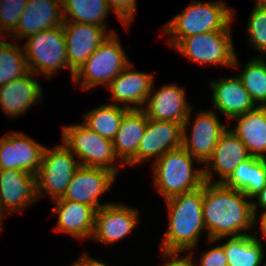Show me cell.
Returning <instances> with one entry per match:
<instances>
[{
  "mask_svg": "<svg viewBox=\"0 0 266 266\" xmlns=\"http://www.w3.org/2000/svg\"><path fill=\"white\" fill-rule=\"evenodd\" d=\"M202 210L208 240L221 242L227 237L251 234L248 231L253 230L251 199L223 183L204 182Z\"/></svg>",
  "mask_w": 266,
  "mask_h": 266,
  "instance_id": "obj_1",
  "label": "cell"
},
{
  "mask_svg": "<svg viewBox=\"0 0 266 266\" xmlns=\"http://www.w3.org/2000/svg\"><path fill=\"white\" fill-rule=\"evenodd\" d=\"M167 207L168 227L159 246L160 255L193 256L200 238L205 234L203 218V186L164 200ZM204 232V234H203ZM188 252V253H187Z\"/></svg>",
  "mask_w": 266,
  "mask_h": 266,
  "instance_id": "obj_2",
  "label": "cell"
},
{
  "mask_svg": "<svg viewBox=\"0 0 266 266\" xmlns=\"http://www.w3.org/2000/svg\"><path fill=\"white\" fill-rule=\"evenodd\" d=\"M235 21L233 9L223 1L193 0L179 14L161 27L169 38L167 44L174 47L182 38L204 32L232 31Z\"/></svg>",
  "mask_w": 266,
  "mask_h": 266,
  "instance_id": "obj_3",
  "label": "cell"
},
{
  "mask_svg": "<svg viewBox=\"0 0 266 266\" xmlns=\"http://www.w3.org/2000/svg\"><path fill=\"white\" fill-rule=\"evenodd\" d=\"M199 162L183 147L168 151L152 163L153 184L163 199L188 193L203 186L204 169H196Z\"/></svg>",
  "mask_w": 266,
  "mask_h": 266,
  "instance_id": "obj_4",
  "label": "cell"
},
{
  "mask_svg": "<svg viewBox=\"0 0 266 266\" xmlns=\"http://www.w3.org/2000/svg\"><path fill=\"white\" fill-rule=\"evenodd\" d=\"M120 42L116 32L110 34L74 73L73 84L85 91L107 87L131 63Z\"/></svg>",
  "mask_w": 266,
  "mask_h": 266,
  "instance_id": "obj_5",
  "label": "cell"
},
{
  "mask_svg": "<svg viewBox=\"0 0 266 266\" xmlns=\"http://www.w3.org/2000/svg\"><path fill=\"white\" fill-rule=\"evenodd\" d=\"M62 143L77 157L81 166L99 167L118 175L120 167L113 142L90 130L82 122L62 126Z\"/></svg>",
  "mask_w": 266,
  "mask_h": 266,
  "instance_id": "obj_6",
  "label": "cell"
},
{
  "mask_svg": "<svg viewBox=\"0 0 266 266\" xmlns=\"http://www.w3.org/2000/svg\"><path fill=\"white\" fill-rule=\"evenodd\" d=\"M25 40L23 50L29 71L37 76L43 74L50 80L57 71L68 69L73 78L74 72L67 61L63 25L40 31Z\"/></svg>",
  "mask_w": 266,
  "mask_h": 266,
  "instance_id": "obj_7",
  "label": "cell"
},
{
  "mask_svg": "<svg viewBox=\"0 0 266 266\" xmlns=\"http://www.w3.org/2000/svg\"><path fill=\"white\" fill-rule=\"evenodd\" d=\"M232 31L204 32L182 38L173 48L196 65L240 68Z\"/></svg>",
  "mask_w": 266,
  "mask_h": 266,
  "instance_id": "obj_8",
  "label": "cell"
},
{
  "mask_svg": "<svg viewBox=\"0 0 266 266\" xmlns=\"http://www.w3.org/2000/svg\"><path fill=\"white\" fill-rule=\"evenodd\" d=\"M79 166L77 157L62 142L54 148L45 147L36 174L38 200L45 194L53 201L61 198Z\"/></svg>",
  "mask_w": 266,
  "mask_h": 266,
  "instance_id": "obj_9",
  "label": "cell"
},
{
  "mask_svg": "<svg viewBox=\"0 0 266 266\" xmlns=\"http://www.w3.org/2000/svg\"><path fill=\"white\" fill-rule=\"evenodd\" d=\"M192 111H189L182 125V147L199 161V167H203L212 157L214 148L230 124H222L213 109L198 111L193 121ZM189 126L191 135L188 134Z\"/></svg>",
  "mask_w": 266,
  "mask_h": 266,
  "instance_id": "obj_10",
  "label": "cell"
},
{
  "mask_svg": "<svg viewBox=\"0 0 266 266\" xmlns=\"http://www.w3.org/2000/svg\"><path fill=\"white\" fill-rule=\"evenodd\" d=\"M140 223V212L127 204L112 202L96 210L92 242L115 245Z\"/></svg>",
  "mask_w": 266,
  "mask_h": 266,
  "instance_id": "obj_11",
  "label": "cell"
},
{
  "mask_svg": "<svg viewBox=\"0 0 266 266\" xmlns=\"http://www.w3.org/2000/svg\"><path fill=\"white\" fill-rule=\"evenodd\" d=\"M116 174L105 168L79 166L66 187L63 200L84 203L96 210L112 202H100L116 180Z\"/></svg>",
  "mask_w": 266,
  "mask_h": 266,
  "instance_id": "obj_12",
  "label": "cell"
},
{
  "mask_svg": "<svg viewBox=\"0 0 266 266\" xmlns=\"http://www.w3.org/2000/svg\"><path fill=\"white\" fill-rule=\"evenodd\" d=\"M45 147L22 132H8L0 138V170H21L36 176Z\"/></svg>",
  "mask_w": 266,
  "mask_h": 266,
  "instance_id": "obj_13",
  "label": "cell"
},
{
  "mask_svg": "<svg viewBox=\"0 0 266 266\" xmlns=\"http://www.w3.org/2000/svg\"><path fill=\"white\" fill-rule=\"evenodd\" d=\"M154 74L137 71L131 62L106 87L111 97L109 100L115 105L122 104L130 109H143L151 92Z\"/></svg>",
  "mask_w": 266,
  "mask_h": 266,
  "instance_id": "obj_14",
  "label": "cell"
},
{
  "mask_svg": "<svg viewBox=\"0 0 266 266\" xmlns=\"http://www.w3.org/2000/svg\"><path fill=\"white\" fill-rule=\"evenodd\" d=\"M69 68L75 73L107 37L115 33L98 25L64 22Z\"/></svg>",
  "mask_w": 266,
  "mask_h": 266,
  "instance_id": "obj_15",
  "label": "cell"
},
{
  "mask_svg": "<svg viewBox=\"0 0 266 266\" xmlns=\"http://www.w3.org/2000/svg\"><path fill=\"white\" fill-rule=\"evenodd\" d=\"M153 88L154 82L146 104L142 109L147 117L183 125L189 111L193 109L192 104L187 100L184 87L170 83L160 86L156 92Z\"/></svg>",
  "mask_w": 266,
  "mask_h": 266,
  "instance_id": "obj_16",
  "label": "cell"
},
{
  "mask_svg": "<svg viewBox=\"0 0 266 266\" xmlns=\"http://www.w3.org/2000/svg\"><path fill=\"white\" fill-rule=\"evenodd\" d=\"M180 147H182V125L180 123L148 118L147 127L136 154V166L141 163L145 164L148 160L155 162L166 152Z\"/></svg>",
  "mask_w": 266,
  "mask_h": 266,
  "instance_id": "obj_17",
  "label": "cell"
},
{
  "mask_svg": "<svg viewBox=\"0 0 266 266\" xmlns=\"http://www.w3.org/2000/svg\"><path fill=\"white\" fill-rule=\"evenodd\" d=\"M37 202L35 175L21 170H0V206L6 215L21 213Z\"/></svg>",
  "mask_w": 266,
  "mask_h": 266,
  "instance_id": "obj_18",
  "label": "cell"
},
{
  "mask_svg": "<svg viewBox=\"0 0 266 266\" xmlns=\"http://www.w3.org/2000/svg\"><path fill=\"white\" fill-rule=\"evenodd\" d=\"M250 157L246 146L230 128L219 139L212 157L203 166L204 180L209 183H224L235 168ZM216 174L218 179L214 180Z\"/></svg>",
  "mask_w": 266,
  "mask_h": 266,
  "instance_id": "obj_19",
  "label": "cell"
},
{
  "mask_svg": "<svg viewBox=\"0 0 266 266\" xmlns=\"http://www.w3.org/2000/svg\"><path fill=\"white\" fill-rule=\"evenodd\" d=\"M36 77V74L29 71L0 86V109L7 117L13 119L25 115L34 105L42 104L43 88Z\"/></svg>",
  "mask_w": 266,
  "mask_h": 266,
  "instance_id": "obj_20",
  "label": "cell"
},
{
  "mask_svg": "<svg viewBox=\"0 0 266 266\" xmlns=\"http://www.w3.org/2000/svg\"><path fill=\"white\" fill-rule=\"evenodd\" d=\"M64 24L61 0H27L11 39L20 42L36 33Z\"/></svg>",
  "mask_w": 266,
  "mask_h": 266,
  "instance_id": "obj_21",
  "label": "cell"
},
{
  "mask_svg": "<svg viewBox=\"0 0 266 266\" xmlns=\"http://www.w3.org/2000/svg\"><path fill=\"white\" fill-rule=\"evenodd\" d=\"M213 111H218L232 121L236 116L254 110L257 106L240 79L235 76L221 77L209 82Z\"/></svg>",
  "mask_w": 266,
  "mask_h": 266,
  "instance_id": "obj_22",
  "label": "cell"
},
{
  "mask_svg": "<svg viewBox=\"0 0 266 266\" xmlns=\"http://www.w3.org/2000/svg\"><path fill=\"white\" fill-rule=\"evenodd\" d=\"M52 215L57 216L54 231L65 233L80 241L91 239L96 209L84 203L63 200L53 201Z\"/></svg>",
  "mask_w": 266,
  "mask_h": 266,
  "instance_id": "obj_23",
  "label": "cell"
},
{
  "mask_svg": "<svg viewBox=\"0 0 266 266\" xmlns=\"http://www.w3.org/2000/svg\"><path fill=\"white\" fill-rule=\"evenodd\" d=\"M147 123L148 117L142 109H130L123 115L112 142L114 152L124 166L136 165V154Z\"/></svg>",
  "mask_w": 266,
  "mask_h": 266,
  "instance_id": "obj_24",
  "label": "cell"
},
{
  "mask_svg": "<svg viewBox=\"0 0 266 266\" xmlns=\"http://www.w3.org/2000/svg\"><path fill=\"white\" fill-rule=\"evenodd\" d=\"M230 130L240 138L251 157L266 159V107H256L234 117Z\"/></svg>",
  "mask_w": 266,
  "mask_h": 266,
  "instance_id": "obj_25",
  "label": "cell"
},
{
  "mask_svg": "<svg viewBox=\"0 0 266 266\" xmlns=\"http://www.w3.org/2000/svg\"><path fill=\"white\" fill-rule=\"evenodd\" d=\"M259 231L248 235L227 237L221 243L226 253L228 266H262L264 264L265 246L261 238L258 237Z\"/></svg>",
  "mask_w": 266,
  "mask_h": 266,
  "instance_id": "obj_26",
  "label": "cell"
},
{
  "mask_svg": "<svg viewBox=\"0 0 266 266\" xmlns=\"http://www.w3.org/2000/svg\"><path fill=\"white\" fill-rule=\"evenodd\" d=\"M64 22H77L102 26L110 11L107 0H61Z\"/></svg>",
  "mask_w": 266,
  "mask_h": 266,
  "instance_id": "obj_27",
  "label": "cell"
},
{
  "mask_svg": "<svg viewBox=\"0 0 266 266\" xmlns=\"http://www.w3.org/2000/svg\"><path fill=\"white\" fill-rule=\"evenodd\" d=\"M128 110L122 105L103 103L84 113L82 123L102 137L113 140L119 130L122 117Z\"/></svg>",
  "mask_w": 266,
  "mask_h": 266,
  "instance_id": "obj_28",
  "label": "cell"
},
{
  "mask_svg": "<svg viewBox=\"0 0 266 266\" xmlns=\"http://www.w3.org/2000/svg\"><path fill=\"white\" fill-rule=\"evenodd\" d=\"M236 75L255 105L266 107V58L255 56Z\"/></svg>",
  "mask_w": 266,
  "mask_h": 266,
  "instance_id": "obj_29",
  "label": "cell"
},
{
  "mask_svg": "<svg viewBox=\"0 0 266 266\" xmlns=\"http://www.w3.org/2000/svg\"><path fill=\"white\" fill-rule=\"evenodd\" d=\"M29 72L25 53L21 45L5 42L0 38V86Z\"/></svg>",
  "mask_w": 266,
  "mask_h": 266,
  "instance_id": "obj_30",
  "label": "cell"
},
{
  "mask_svg": "<svg viewBox=\"0 0 266 266\" xmlns=\"http://www.w3.org/2000/svg\"><path fill=\"white\" fill-rule=\"evenodd\" d=\"M248 45L252 46L261 57H266V7H255L247 22Z\"/></svg>",
  "mask_w": 266,
  "mask_h": 266,
  "instance_id": "obj_31",
  "label": "cell"
},
{
  "mask_svg": "<svg viewBox=\"0 0 266 266\" xmlns=\"http://www.w3.org/2000/svg\"><path fill=\"white\" fill-rule=\"evenodd\" d=\"M27 0H3L0 7V38H7L16 31Z\"/></svg>",
  "mask_w": 266,
  "mask_h": 266,
  "instance_id": "obj_32",
  "label": "cell"
},
{
  "mask_svg": "<svg viewBox=\"0 0 266 266\" xmlns=\"http://www.w3.org/2000/svg\"><path fill=\"white\" fill-rule=\"evenodd\" d=\"M107 4L126 30L129 29L136 18L137 0H107Z\"/></svg>",
  "mask_w": 266,
  "mask_h": 266,
  "instance_id": "obj_33",
  "label": "cell"
},
{
  "mask_svg": "<svg viewBox=\"0 0 266 266\" xmlns=\"http://www.w3.org/2000/svg\"><path fill=\"white\" fill-rule=\"evenodd\" d=\"M251 170V156L242 161L223 183L226 187L242 191L249 198V175Z\"/></svg>",
  "mask_w": 266,
  "mask_h": 266,
  "instance_id": "obj_34",
  "label": "cell"
},
{
  "mask_svg": "<svg viewBox=\"0 0 266 266\" xmlns=\"http://www.w3.org/2000/svg\"><path fill=\"white\" fill-rule=\"evenodd\" d=\"M208 241V243H216V246H212L211 248L208 247L205 252H202L197 263H194L196 262V260H194L193 256H188L192 263V266H228V261L223 245H217V240Z\"/></svg>",
  "mask_w": 266,
  "mask_h": 266,
  "instance_id": "obj_35",
  "label": "cell"
},
{
  "mask_svg": "<svg viewBox=\"0 0 266 266\" xmlns=\"http://www.w3.org/2000/svg\"><path fill=\"white\" fill-rule=\"evenodd\" d=\"M266 185V159L251 157L249 198L252 199Z\"/></svg>",
  "mask_w": 266,
  "mask_h": 266,
  "instance_id": "obj_36",
  "label": "cell"
},
{
  "mask_svg": "<svg viewBox=\"0 0 266 266\" xmlns=\"http://www.w3.org/2000/svg\"><path fill=\"white\" fill-rule=\"evenodd\" d=\"M163 259H167L161 266H192L187 255H162Z\"/></svg>",
  "mask_w": 266,
  "mask_h": 266,
  "instance_id": "obj_37",
  "label": "cell"
},
{
  "mask_svg": "<svg viewBox=\"0 0 266 266\" xmlns=\"http://www.w3.org/2000/svg\"><path fill=\"white\" fill-rule=\"evenodd\" d=\"M251 201L253 213H258L259 209H261L262 212H266V185L251 199Z\"/></svg>",
  "mask_w": 266,
  "mask_h": 266,
  "instance_id": "obj_38",
  "label": "cell"
},
{
  "mask_svg": "<svg viewBox=\"0 0 266 266\" xmlns=\"http://www.w3.org/2000/svg\"><path fill=\"white\" fill-rule=\"evenodd\" d=\"M258 214L253 213V230L255 231L256 223L259 222V230L264 235V238H266V212H261L259 216Z\"/></svg>",
  "mask_w": 266,
  "mask_h": 266,
  "instance_id": "obj_39",
  "label": "cell"
},
{
  "mask_svg": "<svg viewBox=\"0 0 266 266\" xmlns=\"http://www.w3.org/2000/svg\"><path fill=\"white\" fill-rule=\"evenodd\" d=\"M69 266H95V259L84 252V254H81V256Z\"/></svg>",
  "mask_w": 266,
  "mask_h": 266,
  "instance_id": "obj_40",
  "label": "cell"
},
{
  "mask_svg": "<svg viewBox=\"0 0 266 266\" xmlns=\"http://www.w3.org/2000/svg\"><path fill=\"white\" fill-rule=\"evenodd\" d=\"M6 216V213L2 210L1 206H0V234H1V230L3 229L2 226L4 225V217Z\"/></svg>",
  "mask_w": 266,
  "mask_h": 266,
  "instance_id": "obj_41",
  "label": "cell"
},
{
  "mask_svg": "<svg viewBox=\"0 0 266 266\" xmlns=\"http://www.w3.org/2000/svg\"><path fill=\"white\" fill-rule=\"evenodd\" d=\"M255 7H266V0H254Z\"/></svg>",
  "mask_w": 266,
  "mask_h": 266,
  "instance_id": "obj_42",
  "label": "cell"
},
{
  "mask_svg": "<svg viewBox=\"0 0 266 266\" xmlns=\"http://www.w3.org/2000/svg\"><path fill=\"white\" fill-rule=\"evenodd\" d=\"M95 266H109L108 264L104 263L103 261H99L95 259Z\"/></svg>",
  "mask_w": 266,
  "mask_h": 266,
  "instance_id": "obj_43",
  "label": "cell"
}]
</instances>
